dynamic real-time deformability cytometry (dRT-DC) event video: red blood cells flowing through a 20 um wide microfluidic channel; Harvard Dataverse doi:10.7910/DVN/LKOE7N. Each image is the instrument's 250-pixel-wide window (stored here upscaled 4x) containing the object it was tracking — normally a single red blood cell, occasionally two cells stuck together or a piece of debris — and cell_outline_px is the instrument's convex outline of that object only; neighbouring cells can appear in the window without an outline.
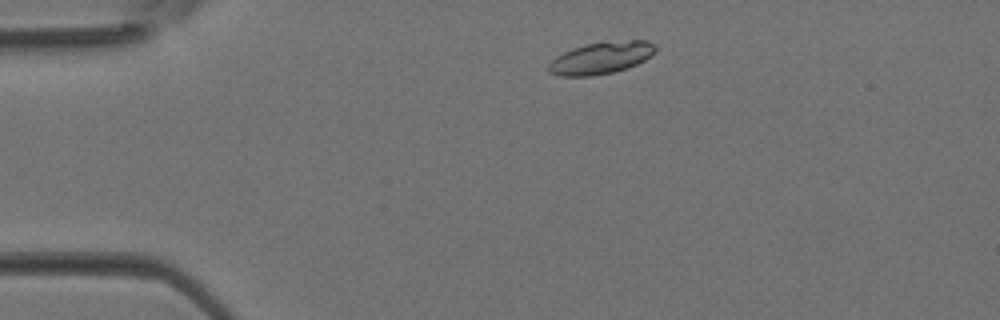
{"species": "Egyptian fruit bat (a non-hibernating species)", "species_latin": "Rousettus aegyptiacus", "temperature_condition": "room temperature", "stored_images_in_passage": 2, "camera_frame_rate_fps": 3000, "um_per_image_px": 0.085, "animal": {"sex": "female"}, "frame": {"image": 1, "passage_image": 1, "time_ms": 0.0, "image_size_px": [1000, 320], "cell_outline_px": [[656, 52], [652, 56], [628, 68], [612, 72], [592, 76], [560, 76], [548, 72], [548, 64], [556, 56], [564, 52], [588, 44], [632, 40], [648, 40], [656, 48]], "centroid_in_image_um": [51.1, 4.94], "position_along_channel_um": 33.9, "area_um2": 19.65}}